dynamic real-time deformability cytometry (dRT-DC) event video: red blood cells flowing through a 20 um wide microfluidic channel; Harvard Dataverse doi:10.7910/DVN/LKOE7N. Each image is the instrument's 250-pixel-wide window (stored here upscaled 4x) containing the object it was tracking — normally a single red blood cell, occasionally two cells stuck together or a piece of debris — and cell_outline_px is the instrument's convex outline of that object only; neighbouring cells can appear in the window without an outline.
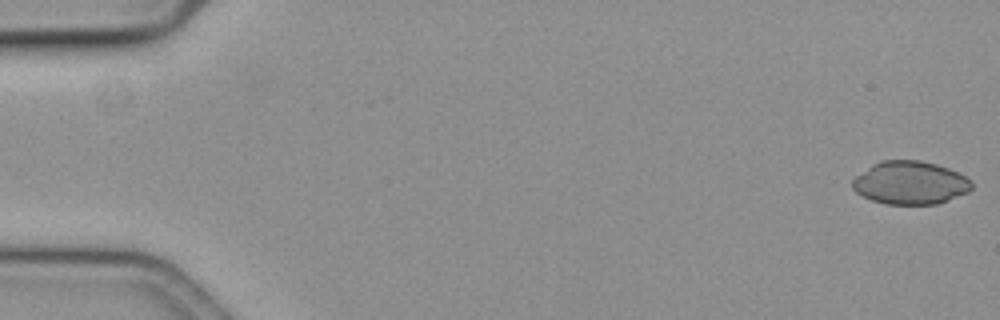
{"species": "common noctule bat (a hibernating species)", "species_latin": "Nyctalus noctula", "temperature_condition": "cold", "stored_images_in_passage": 57, "camera_frame_rate_fps": 3000, "um_per_image_px": 0.085, "animal": {"sex": "female", "body_mass_g": 19.3, "forearm_length_mm": 54.1}, "frame": {"image": 1, "passage_image": 1, "time_ms": 0.0, "image_size_px": [1000, 320], "cell_outline_px": [[972, 188], [968, 192], [936, 204], [884, 204], [872, 200], [856, 192], [852, 188], [852, 180], [856, 176], [872, 164], [880, 160], [920, 160], [936, 164], [948, 168], [972, 180]], "centroid_in_image_um": [77.35, 15.53], "position_along_channel_um": 7.7, "area_um2": 29.88}}